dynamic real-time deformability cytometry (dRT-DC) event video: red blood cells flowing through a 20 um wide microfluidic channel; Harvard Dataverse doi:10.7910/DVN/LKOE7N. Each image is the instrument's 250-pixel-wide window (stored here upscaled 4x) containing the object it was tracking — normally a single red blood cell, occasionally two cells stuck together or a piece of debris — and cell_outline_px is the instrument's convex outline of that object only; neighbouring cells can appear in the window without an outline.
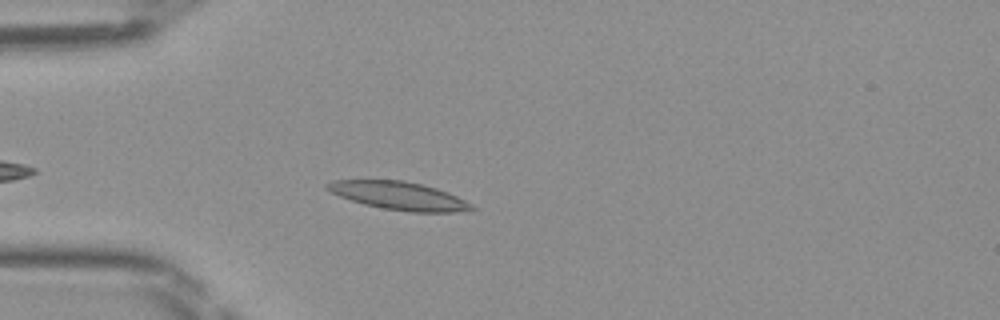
{"species": "Egyptian fruit bat (a non-hibernating species)", "species_latin": "Rousettus aegyptiacus", "temperature_condition": "room temperature", "stored_images_in_passage": 37, "camera_frame_rate_fps": 3000, "um_per_image_px": 0.085, "frame": {"image": 1, "passage_image": 5, "time_ms": 1.333, "image_size_px": [1000, 320], "cell_outline_px": [[476, 208], [472, 212], [412, 212], [384, 208], [364, 204], [340, 196], [324, 188], [324, 184], [332, 180], [404, 180], [436, 188], [448, 192], [472, 204]], "centroid_in_image_um": [33.94, 16.64], "position_along_channel_um": 51.1, "area_um2": 23.64}}
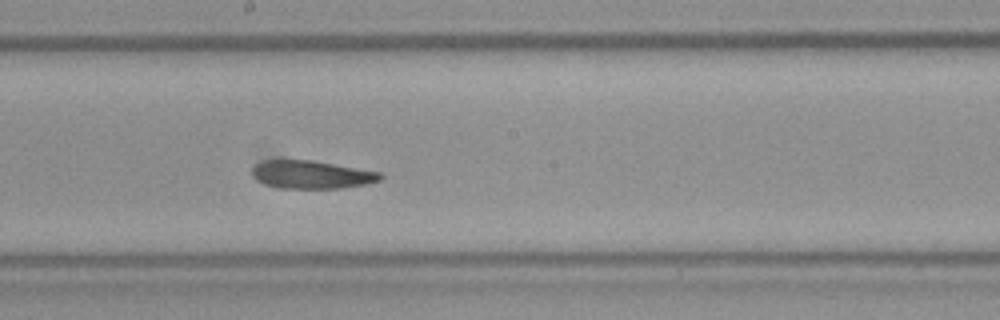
{"frame": {"image": 2, "passage_image": 18, "time_ms": 5.667, "image_size_px": [1000, 320], "cell_outline_px": [[384, 176], [380, 180], [364, 184], [340, 188], [280, 188], [264, 184], [252, 176], [252, 168], [256, 164], [264, 160], [312, 160], [380, 172]], "centroid_in_image_um": [26.46, 14.84], "position_along_channel_um": 221.7, "area_um2": 20.81}}
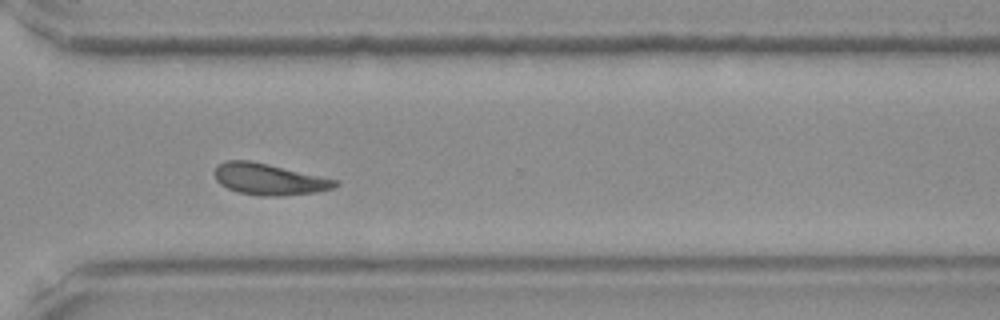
{"frame": {"image": 3, "passage_image": 27, "time_ms": 8.667, "image_size_px": [1000, 320], "cell_outline_px": [[340, 184], [332, 188], [316, 192], [280, 196], [260, 196], [240, 192], [228, 188], [220, 184], [216, 180], [216, 168], [224, 160], [248, 160], [268, 164], [336, 180]], "centroid_in_image_um": [22.85, 15.24], "position_along_channel_um": 347.7, "area_um2": 21.62}}